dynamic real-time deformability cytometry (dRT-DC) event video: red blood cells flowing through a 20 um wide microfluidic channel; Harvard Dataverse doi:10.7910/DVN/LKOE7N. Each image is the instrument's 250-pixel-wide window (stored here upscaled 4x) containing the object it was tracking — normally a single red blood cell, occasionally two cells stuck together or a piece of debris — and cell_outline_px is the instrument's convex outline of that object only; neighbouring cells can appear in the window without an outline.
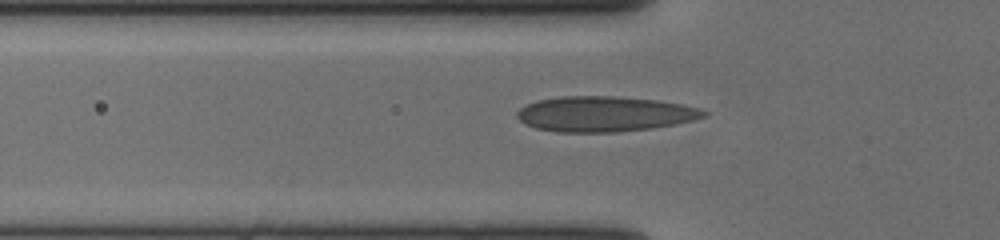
{"species": "human", "species_latin": "Homo sapiens", "temperature_condition": "cold", "stored_images_in_passage": 35, "camera_frame_rate_fps": 3000, "um_per_image_px": 0.085, "donor": {"sex": "female"}, "frame": {"image": 1, "passage_image": 3, "time_ms": 0.667, "image_size_px": [1000, 240], "cell_outline_px": [[708, 116], [676, 124], [652, 128], [616, 132], [556, 132], [536, 128], [520, 120], [516, 116], [516, 112], [524, 104], [536, 100], [560, 96], [616, 96], [656, 100], [680, 104], [700, 108], [708, 112]], "centroid_in_image_um": [51.37, 9.68], "position_along_channel_um": 74.4, "area_um2": 38.55}}
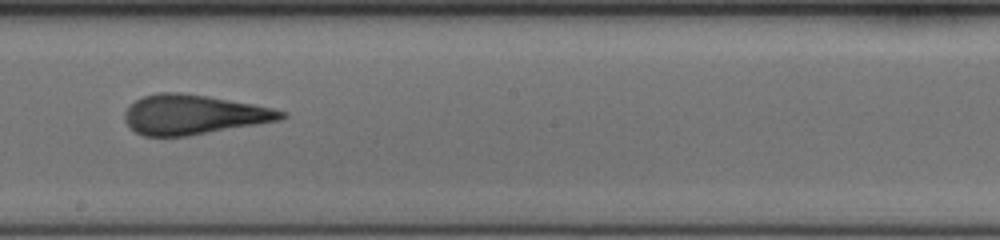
{"frame": {"image": 2, "passage_image": 16, "time_ms": 5.0, "image_size_px": [1000, 240], "cell_outline_px": [[288, 116], [280, 120], [188, 136], [144, 136], [128, 128], [124, 120], [124, 112], [136, 100], [144, 96], [160, 92], [180, 92], [208, 96], [252, 104], [272, 108], [288, 112]], "centroid_in_image_um": [16.43, 9.74], "position_along_channel_um": 231.8, "area_um2": 36.13}}
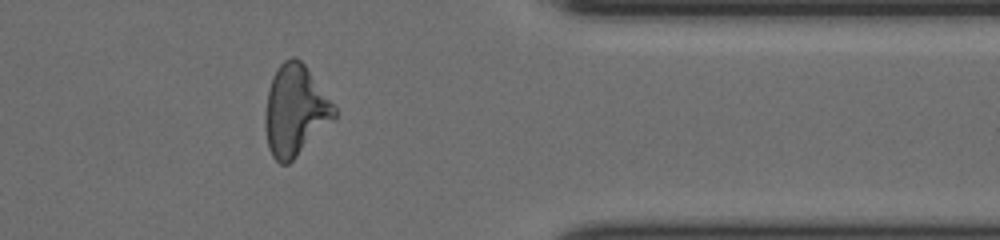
{"frame": {"image": 3, "passage_image": 30, "time_ms": 9.667, "image_size_px": [1000, 240], "cell_outline_px": [[336, 120], [288, 164], [280, 164], [272, 156], [268, 148], [264, 124], [264, 116], [268, 88], [272, 76], [276, 68], [284, 60], [292, 56], [296, 56], [304, 64], [336, 108]], "centroid_in_image_um": [25.08, 9.41], "position_along_channel_um": 386.3, "area_um2": 36.88}}